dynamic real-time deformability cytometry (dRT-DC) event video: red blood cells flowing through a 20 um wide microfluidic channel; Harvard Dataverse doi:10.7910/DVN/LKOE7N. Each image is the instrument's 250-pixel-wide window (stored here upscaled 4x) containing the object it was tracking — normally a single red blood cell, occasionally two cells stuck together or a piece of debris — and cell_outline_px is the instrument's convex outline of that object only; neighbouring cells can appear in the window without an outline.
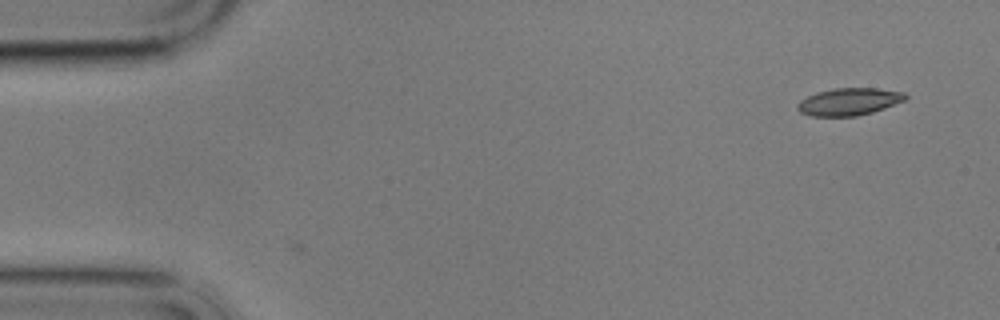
{"species": "common noctule bat (a hibernating species)", "species_latin": "Nyctalus noctula", "temperature_condition": "cold", "stored_images_in_passage": 4, "camera_frame_rate_fps": 3000, "um_per_image_px": 0.085, "animal": {"sex": "male", "body_mass_g": 17.9}, "frame": {"image": 1, "passage_image": 1, "time_ms": 0.0, "image_size_px": [1000, 320], "cell_outline_px": [[908, 96], [904, 100], [884, 108], [872, 112], [856, 116], [812, 116], [800, 112], [796, 108], [796, 104], [800, 100], [816, 92], [836, 88], [876, 88], [904, 92]], "centroid_in_image_um": [72.14, 8.64], "position_along_channel_um": 12.9, "area_um2": 17.11}}
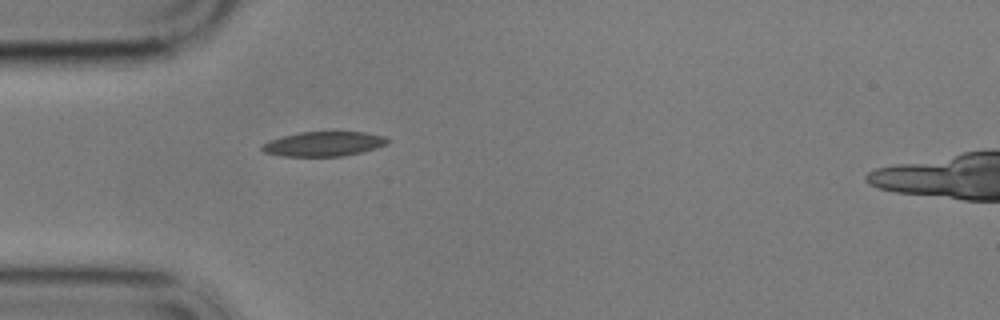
{"frame": {"image": 2, "passage_image": 4, "time_ms": 4.333, "image_size_px": [1000, 320], "cell_outline_px": [[388, 144], [376, 148], [344, 156], [280, 156], [264, 152], [260, 148], [260, 144], [284, 136], [300, 132], [364, 132], [384, 136], [388, 140]], "centroid_in_image_um": [27.5, 12.24], "position_along_channel_um": 57.5, "area_um2": 17.92}}